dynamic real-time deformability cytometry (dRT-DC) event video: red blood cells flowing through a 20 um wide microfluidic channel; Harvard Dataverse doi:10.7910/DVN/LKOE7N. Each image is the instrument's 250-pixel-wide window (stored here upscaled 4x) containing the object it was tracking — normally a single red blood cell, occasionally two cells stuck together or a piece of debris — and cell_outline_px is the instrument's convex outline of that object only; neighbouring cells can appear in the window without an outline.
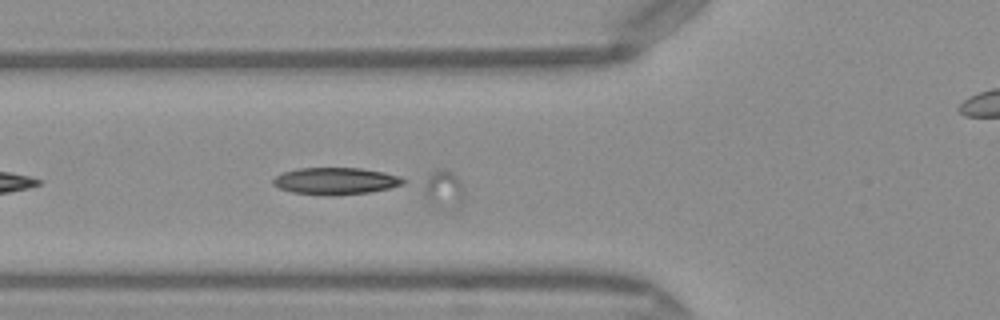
{"species": "Egyptian fruit bat (a non-hibernating species)", "species_latin": "Rousettus aegyptiacus", "temperature_condition": "warm", "stored_images_in_passage": 43, "segment_of_instrument_passage": [1, 2], "camera_frame_rate_fps": 3000, "um_per_image_px": 0.085, "frame": {"image": 1, "passage_image": 5, "time_ms": 1.333, "image_size_px": [1000, 320], "cell_outline_px": [[464, 200], [452, 212], [444, 212], [428, 208], [416, 184], [420, 180], [436, 168], [444, 168], [452, 172], [460, 180], [464, 192]], "centroid_in_image_um": [37.53, 16.18], "position_along_channel_um": 88.3, "area_um2": 10.92}}
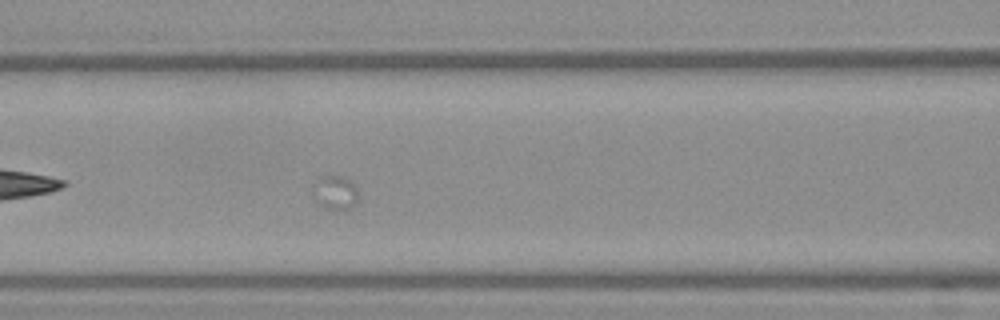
{"frame": {"image": 2, "passage_image": 10, "time_ms": 3.0, "image_size_px": [1000, 320], "cell_outline_px": [[360, 200], [344, 212], [332, 212], [324, 208], [316, 200], [308, 188], [308, 184], [320, 176], [332, 172], [344, 176], [356, 184]], "centroid_in_image_um": [28.44, 16.34], "position_along_channel_um": 138.2, "area_um2": 10.4}}